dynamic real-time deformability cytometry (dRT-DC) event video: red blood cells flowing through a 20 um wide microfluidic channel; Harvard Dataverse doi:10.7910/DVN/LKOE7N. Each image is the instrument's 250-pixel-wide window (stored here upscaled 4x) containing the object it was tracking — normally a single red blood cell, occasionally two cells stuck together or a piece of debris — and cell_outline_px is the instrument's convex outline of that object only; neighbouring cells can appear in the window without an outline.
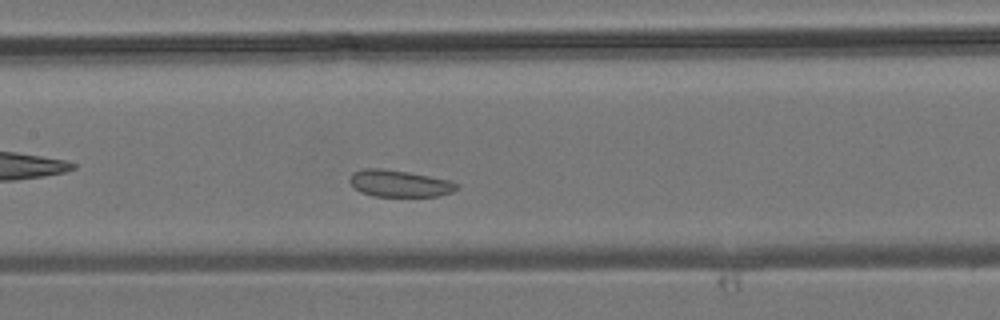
{"species": "common noctule bat (a hibernating species)", "species_latin": "Nyctalus noctula", "temperature_condition": "room temperature", "stored_images_in_passage": 36, "camera_frame_rate_fps": 3000, "um_per_image_px": 0.085, "animal": {"sex": "male", "body_mass_g": 19.2, "forearm_length_mm": 51.8}, "frame": {"image": 1, "passage_image": 13, "time_ms": 4.0, "image_size_px": [1000, 320], "cell_outline_px": [[460, 188], [452, 192], [436, 196], [372, 196], [360, 192], [348, 180], [352, 172], [364, 168], [380, 168], [408, 172], [452, 180], [460, 184]], "centroid_in_image_um": [33.98, 15.59], "position_along_channel_um": 173.4, "area_um2": 16.88}}
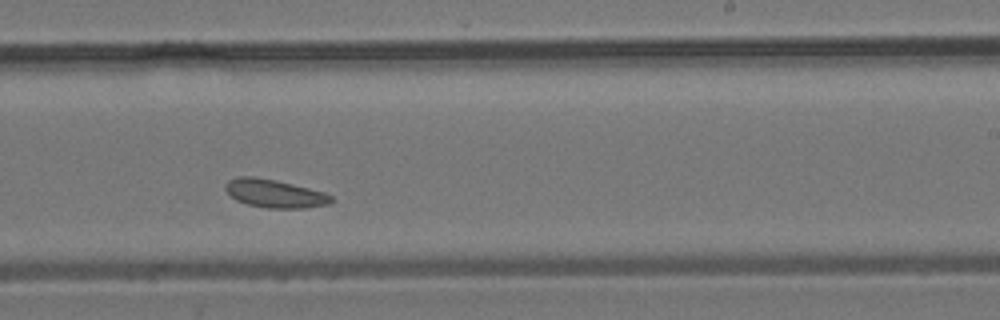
{"frame": {"image": 2, "passage_image": 19, "time_ms": 6.0, "image_size_px": [1000, 320], "cell_outline_px": [[332, 200], [328, 204], [304, 208], [268, 208], [248, 204], [236, 200], [224, 188], [224, 184], [228, 180], [236, 176], [252, 176], [276, 180], [324, 192], [332, 196]], "centroid_in_image_um": [23.31, 16.44], "position_along_channel_um": 265.7, "area_um2": 17.28}}
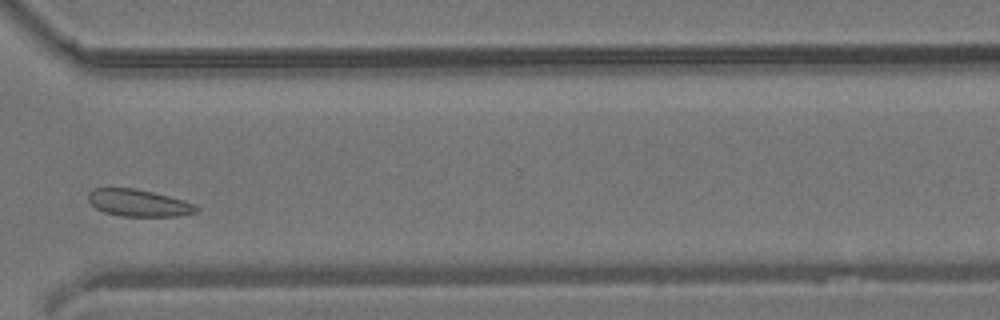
{"frame": {"image": 3, "passage_image": 25, "time_ms": 8.0, "image_size_px": [1000, 320], "cell_outline_px": [[200, 208], [196, 212], [180, 216], [120, 216], [104, 212], [96, 208], [88, 200], [88, 192], [92, 188], [136, 188], [184, 200], [196, 204]], "centroid_in_image_um": [11.79, 17.25], "position_along_channel_um": 358.8, "area_um2": 17.11}}